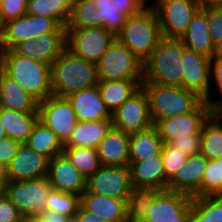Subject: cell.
<instances>
[{"label":"cell","mask_w":222,"mask_h":222,"mask_svg":"<svg viewBox=\"0 0 222 222\" xmlns=\"http://www.w3.org/2000/svg\"><path fill=\"white\" fill-rule=\"evenodd\" d=\"M96 64L75 55L67 47L51 65V86L55 96L67 97L97 85Z\"/></svg>","instance_id":"6da1fadb"},{"label":"cell","mask_w":222,"mask_h":222,"mask_svg":"<svg viewBox=\"0 0 222 222\" xmlns=\"http://www.w3.org/2000/svg\"><path fill=\"white\" fill-rule=\"evenodd\" d=\"M0 68L39 102L53 95L50 65L20 56L10 49L3 50Z\"/></svg>","instance_id":"7a4b0ae2"},{"label":"cell","mask_w":222,"mask_h":222,"mask_svg":"<svg viewBox=\"0 0 222 222\" xmlns=\"http://www.w3.org/2000/svg\"><path fill=\"white\" fill-rule=\"evenodd\" d=\"M182 54L183 42L180 38L162 36L143 62V82L182 87Z\"/></svg>","instance_id":"3957f363"},{"label":"cell","mask_w":222,"mask_h":222,"mask_svg":"<svg viewBox=\"0 0 222 222\" xmlns=\"http://www.w3.org/2000/svg\"><path fill=\"white\" fill-rule=\"evenodd\" d=\"M141 87L148 96L154 125L161 119L192 112L204 101L197 93L181 86L143 82Z\"/></svg>","instance_id":"277c9868"},{"label":"cell","mask_w":222,"mask_h":222,"mask_svg":"<svg viewBox=\"0 0 222 222\" xmlns=\"http://www.w3.org/2000/svg\"><path fill=\"white\" fill-rule=\"evenodd\" d=\"M162 37L155 10L150 4L139 14L131 15L116 38L144 62Z\"/></svg>","instance_id":"5b68a950"},{"label":"cell","mask_w":222,"mask_h":222,"mask_svg":"<svg viewBox=\"0 0 222 222\" xmlns=\"http://www.w3.org/2000/svg\"><path fill=\"white\" fill-rule=\"evenodd\" d=\"M98 80H143V62L117 38L96 64Z\"/></svg>","instance_id":"8992f818"},{"label":"cell","mask_w":222,"mask_h":222,"mask_svg":"<svg viewBox=\"0 0 222 222\" xmlns=\"http://www.w3.org/2000/svg\"><path fill=\"white\" fill-rule=\"evenodd\" d=\"M150 3L158 18L161 35L181 38L195 15L202 7L201 0H154Z\"/></svg>","instance_id":"52a82bcc"},{"label":"cell","mask_w":222,"mask_h":222,"mask_svg":"<svg viewBox=\"0 0 222 222\" xmlns=\"http://www.w3.org/2000/svg\"><path fill=\"white\" fill-rule=\"evenodd\" d=\"M116 36L101 27L66 28V47L75 55L97 64Z\"/></svg>","instance_id":"ba28073f"},{"label":"cell","mask_w":222,"mask_h":222,"mask_svg":"<svg viewBox=\"0 0 222 222\" xmlns=\"http://www.w3.org/2000/svg\"><path fill=\"white\" fill-rule=\"evenodd\" d=\"M51 189L47 177L8 181L6 195L24 218H32L44 210Z\"/></svg>","instance_id":"9c48e42d"},{"label":"cell","mask_w":222,"mask_h":222,"mask_svg":"<svg viewBox=\"0 0 222 222\" xmlns=\"http://www.w3.org/2000/svg\"><path fill=\"white\" fill-rule=\"evenodd\" d=\"M2 46L12 49L16 44L29 38H36L47 32H66L56 20L46 16L24 15L1 26Z\"/></svg>","instance_id":"30bf717a"},{"label":"cell","mask_w":222,"mask_h":222,"mask_svg":"<svg viewBox=\"0 0 222 222\" xmlns=\"http://www.w3.org/2000/svg\"><path fill=\"white\" fill-rule=\"evenodd\" d=\"M38 120L56 134L62 145L69 140L78 123L69 100L55 95L39 102Z\"/></svg>","instance_id":"8fae6325"},{"label":"cell","mask_w":222,"mask_h":222,"mask_svg":"<svg viewBox=\"0 0 222 222\" xmlns=\"http://www.w3.org/2000/svg\"><path fill=\"white\" fill-rule=\"evenodd\" d=\"M132 187L129 166H101L86 180L83 193L124 199L127 202Z\"/></svg>","instance_id":"7c38bea8"},{"label":"cell","mask_w":222,"mask_h":222,"mask_svg":"<svg viewBox=\"0 0 222 222\" xmlns=\"http://www.w3.org/2000/svg\"><path fill=\"white\" fill-rule=\"evenodd\" d=\"M112 125L127 134L154 125L150 117L148 96L142 87L112 113Z\"/></svg>","instance_id":"4fadbf2b"},{"label":"cell","mask_w":222,"mask_h":222,"mask_svg":"<svg viewBox=\"0 0 222 222\" xmlns=\"http://www.w3.org/2000/svg\"><path fill=\"white\" fill-rule=\"evenodd\" d=\"M192 200V196L182 192L161 191L148 208L145 217L136 222H187Z\"/></svg>","instance_id":"5bb4252c"},{"label":"cell","mask_w":222,"mask_h":222,"mask_svg":"<svg viewBox=\"0 0 222 222\" xmlns=\"http://www.w3.org/2000/svg\"><path fill=\"white\" fill-rule=\"evenodd\" d=\"M214 111L203 101L194 111L159 120L155 126L163 143L196 134Z\"/></svg>","instance_id":"9a60e30c"},{"label":"cell","mask_w":222,"mask_h":222,"mask_svg":"<svg viewBox=\"0 0 222 222\" xmlns=\"http://www.w3.org/2000/svg\"><path fill=\"white\" fill-rule=\"evenodd\" d=\"M65 48L66 32H47L19 42L12 50L20 56L51 66Z\"/></svg>","instance_id":"2e32d148"},{"label":"cell","mask_w":222,"mask_h":222,"mask_svg":"<svg viewBox=\"0 0 222 222\" xmlns=\"http://www.w3.org/2000/svg\"><path fill=\"white\" fill-rule=\"evenodd\" d=\"M149 0H93L99 23L115 36L121 31L126 18L139 14Z\"/></svg>","instance_id":"e0dca14e"},{"label":"cell","mask_w":222,"mask_h":222,"mask_svg":"<svg viewBox=\"0 0 222 222\" xmlns=\"http://www.w3.org/2000/svg\"><path fill=\"white\" fill-rule=\"evenodd\" d=\"M50 159L37 153L26 143H21L17 153L5 169L8 181L45 178Z\"/></svg>","instance_id":"ac0fdd59"},{"label":"cell","mask_w":222,"mask_h":222,"mask_svg":"<svg viewBox=\"0 0 222 222\" xmlns=\"http://www.w3.org/2000/svg\"><path fill=\"white\" fill-rule=\"evenodd\" d=\"M182 87L205 99L210 90V60L183 44Z\"/></svg>","instance_id":"d6986e66"},{"label":"cell","mask_w":222,"mask_h":222,"mask_svg":"<svg viewBox=\"0 0 222 222\" xmlns=\"http://www.w3.org/2000/svg\"><path fill=\"white\" fill-rule=\"evenodd\" d=\"M48 182L52 189L82 195L86 190V178L76 169L64 153L56 155L49 161Z\"/></svg>","instance_id":"ffe728a7"},{"label":"cell","mask_w":222,"mask_h":222,"mask_svg":"<svg viewBox=\"0 0 222 222\" xmlns=\"http://www.w3.org/2000/svg\"><path fill=\"white\" fill-rule=\"evenodd\" d=\"M66 98L78 122L112 120V114L101 98L98 85L82 89Z\"/></svg>","instance_id":"44dd1931"},{"label":"cell","mask_w":222,"mask_h":222,"mask_svg":"<svg viewBox=\"0 0 222 222\" xmlns=\"http://www.w3.org/2000/svg\"><path fill=\"white\" fill-rule=\"evenodd\" d=\"M207 158L202 154L189 156L187 162L168 180L167 190L193 196L200 188Z\"/></svg>","instance_id":"7402d4cb"},{"label":"cell","mask_w":222,"mask_h":222,"mask_svg":"<svg viewBox=\"0 0 222 222\" xmlns=\"http://www.w3.org/2000/svg\"><path fill=\"white\" fill-rule=\"evenodd\" d=\"M39 101L0 68V107L23 113H38Z\"/></svg>","instance_id":"603a6c76"},{"label":"cell","mask_w":222,"mask_h":222,"mask_svg":"<svg viewBox=\"0 0 222 222\" xmlns=\"http://www.w3.org/2000/svg\"><path fill=\"white\" fill-rule=\"evenodd\" d=\"M185 47L209 59L214 52L208 28V7L202 6L193 16L185 34L180 38Z\"/></svg>","instance_id":"cb8c5ba5"},{"label":"cell","mask_w":222,"mask_h":222,"mask_svg":"<svg viewBox=\"0 0 222 222\" xmlns=\"http://www.w3.org/2000/svg\"><path fill=\"white\" fill-rule=\"evenodd\" d=\"M97 151L101 166H129V134L112 126Z\"/></svg>","instance_id":"d4e9b609"},{"label":"cell","mask_w":222,"mask_h":222,"mask_svg":"<svg viewBox=\"0 0 222 222\" xmlns=\"http://www.w3.org/2000/svg\"><path fill=\"white\" fill-rule=\"evenodd\" d=\"M132 186L154 187L167 190L164 162L161 153L144 161L129 164Z\"/></svg>","instance_id":"484cf974"},{"label":"cell","mask_w":222,"mask_h":222,"mask_svg":"<svg viewBox=\"0 0 222 222\" xmlns=\"http://www.w3.org/2000/svg\"><path fill=\"white\" fill-rule=\"evenodd\" d=\"M80 205L105 222H128L124 199L100 196L94 193H82Z\"/></svg>","instance_id":"4316f807"},{"label":"cell","mask_w":222,"mask_h":222,"mask_svg":"<svg viewBox=\"0 0 222 222\" xmlns=\"http://www.w3.org/2000/svg\"><path fill=\"white\" fill-rule=\"evenodd\" d=\"M163 141L155 125L129 134V164L144 161L161 153Z\"/></svg>","instance_id":"83f0119b"},{"label":"cell","mask_w":222,"mask_h":222,"mask_svg":"<svg viewBox=\"0 0 222 222\" xmlns=\"http://www.w3.org/2000/svg\"><path fill=\"white\" fill-rule=\"evenodd\" d=\"M112 126V120L78 122L63 147L97 149Z\"/></svg>","instance_id":"f1b7e54d"},{"label":"cell","mask_w":222,"mask_h":222,"mask_svg":"<svg viewBox=\"0 0 222 222\" xmlns=\"http://www.w3.org/2000/svg\"><path fill=\"white\" fill-rule=\"evenodd\" d=\"M143 80H98L100 95L112 114L141 88Z\"/></svg>","instance_id":"f546056e"},{"label":"cell","mask_w":222,"mask_h":222,"mask_svg":"<svg viewBox=\"0 0 222 222\" xmlns=\"http://www.w3.org/2000/svg\"><path fill=\"white\" fill-rule=\"evenodd\" d=\"M38 120V113H23L0 107V122L7 137L25 143Z\"/></svg>","instance_id":"4dcf8cb0"},{"label":"cell","mask_w":222,"mask_h":222,"mask_svg":"<svg viewBox=\"0 0 222 222\" xmlns=\"http://www.w3.org/2000/svg\"><path fill=\"white\" fill-rule=\"evenodd\" d=\"M25 143L37 153L48 157L50 160L56 155L63 153V145L56 134L39 120L35 123Z\"/></svg>","instance_id":"1f68e13d"},{"label":"cell","mask_w":222,"mask_h":222,"mask_svg":"<svg viewBox=\"0 0 222 222\" xmlns=\"http://www.w3.org/2000/svg\"><path fill=\"white\" fill-rule=\"evenodd\" d=\"M72 2L73 0H28L26 14L50 17L66 27L71 16Z\"/></svg>","instance_id":"d6a6232c"},{"label":"cell","mask_w":222,"mask_h":222,"mask_svg":"<svg viewBox=\"0 0 222 222\" xmlns=\"http://www.w3.org/2000/svg\"><path fill=\"white\" fill-rule=\"evenodd\" d=\"M201 153L209 160L222 158V118L216 112L203 124Z\"/></svg>","instance_id":"836d02e7"},{"label":"cell","mask_w":222,"mask_h":222,"mask_svg":"<svg viewBox=\"0 0 222 222\" xmlns=\"http://www.w3.org/2000/svg\"><path fill=\"white\" fill-rule=\"evenodd\" d=\"M162 190L154 187L133 186L126 202L128 222L145 217L150 205Z\"/></svg>","instance_id":"e575fe53"},{"label":"cell","mask_w":222,"mask_h":222,"mask_svg":"<svg viewBox=\"0 0 222 222\" xmlns=\"http://www.w3.org/2000/svg\"><path fill=\"white\" fill-rule=\"evenodd\" d=\"M192 198L187 222H222V196Z\"/></svg>","instance_id":"d590c367"},{"label":"cell","mask_w":222,"mask_h":222,"mask_svg":"<svg viewBox=\"0 0 222 222\" xmlns=\"http://www.w3.org/2000/svg\"><path fill=\"white\" fill-rule=\"evenodd\" d=\"M63 153L86 179L101 167L97 149L89 147H63Z\"/></svg>","instance_id":"8d00e7d4"},{"label":"cell","mask_w":222,"mask_h":222,"mask_svg":"<svg viewBox=\"0 0 222 222\" xmlns=\"http://www.w3.org/2000/svg\"><path fill=\"white\" fill-rule=\"evenodd\" d=\"M222 196V158L207 159L199 190L192 197Z\"/></svg>","instance_id":"74e56055"},{"label":"cell","mask_w":222,"mask_h":222,"mask_svg":"<svg viewBox=\"0 0 222 222\" xmlns=\"http://www.w3.org/2000/svg\"><path fill=\"white\" fill-rule=\"evenodd\" d=\"M93 0H73L66 28L101 27Z\"/></svg>","instance_id":"f35d334b"},{"label":"cell","mask_w":222,"mask_h":222,"mask_svg":"<svg viewBox=\"0 0 222 222\" xmlns=\"http://www.w3.org/2000/svg\"><path fill=\"white\" fill-rule=\"evenodd\" d=\"M81 204V196L51 189L44 209L55 211L69 217L75 216Z\"/></svg>","instance_id":"ab89813d"},{"label":"cell","mask_w":222,"mask_h":222,"mask_svg":"<svg viewBox=\"0 0 222 222\" xmlns=\"http://www.w3.org/2000/svg\"><path fill=\"white\" fill-rule=\"evenodd\" d=\"M210 81V90L208 96L204 99V101L214 112H217L222 110V59L210 60ZM212 88L214 92H218L217 98L219 99H217L216 97L214 99L212 97L213 95H215L211 94L214 93L212 92Z\"/></svg>","instance_id":"60d3db41"},{"label":"cell","mask_w":222,"mask_h":222,"mask_svg":"<svg viewBox=\"0 0 222 222\" xmlns=\"http://www.w3.org/2000/svg\"><path fill=\"white\" fill-rule=\"evenodd\" d=\"M161 155L164 162L165 177L169 180L188 160L189 155L170 143H163Z\"/></svg>","instance_id":"b9f144b4"},{"label":"cell","mask_w":222,"mask_h":222,"mask_svg":"<svg viewBox=\"0 0 222 222\" xmlns=\"http://www.w3.org/2000/svg\"><path fill=\"white\" fill-rule=\"evenodd\" d=\"M28 0H0L1 26L11 20L26 15Z\"/></svg>","instance_id":"7bdbcfd3"},{"label":"cell","mask_w":222,"mask_h":222,"mask_svg":"<svg viewBox=\"0 0 222 222\" xmlns=\"http://www.w3.org/2000/svg\"><path fill=\"white\" fill-rule=\"evenodd\" d=\"M202 130L196 134H189L183 138H176L170 144L189 156L201 153Z\"/></svg>","instance_id":"ee69618b"},{"label":"cell","mask_w":222,"mask_h":222,"mask_svg":"<svg viewBox=\"0 0 222 222\" xmlns=\"http://www.w3.org/2000/svg\"><path fill=\"white\" fill-rule=\"evenodd\" d=\"M208 28L214 45L222 40V7H208Z\"/></svg>","instance_id":"f6af8a7d"},{"label":"cell","mask_w":222,"mask_h":222,"mask_svg":"<svg viewBox=\"0 0 222 222\" xmlns=\"http://www.w3.org/2000/svg\"><path fill=\"white\" fill-rule=\"evenodd\" d=\"M21 142L10 137L0 140V168L5 170L17 153Z\"/></svg>","instance_id":"bcb514c9"},{"label":"cell","mask_w":222,"mask_h":222,"mask_svg":"<svg viewBox=\"0 0 222 222\" xmlns=\"http://www.w3.org/2000/svg\"><path fill=\"white\" fill-rule=\"evenodd\" d=\"M23 218L7 195L0 197V222H22Z\"/></svg>","instance_id":"7dc6e473"},{"label":"cell","mask_w":222,"mask_h":222,"mask_svg":"<svg viewBox=\"0 0 222 222\" xmlns=\"http://www.w3.org/2000/svg\"><path fill=\"white\" fill-rule=\"evenodd\" d=\"M34 218L38 222H68L70 217L55 211L44 209L34 216Z\"/></svg>","instance_id":"c3c4849f"},{"label":"cell","mask_w":222,"mask_h":222,"mask_svg":"<svg viewBox=\"0 0 222 222\" xmlns=\"http://www.w3.org/2000/svg\"><path fill=\"white\" fill-rule=\"evenodd\" d=\"M75 217L80 221V222H105L103 219L100 217H96L94 214L86 211L81 205L78 208L77 213L75 214Z\"/></svg>","instance_id":"681fc988"},{"label":"cell","mask_w":222,"mask_h":222,"mask_svg":"<svg viewBox=\"0 0 222 222\" xmlns=\"http://www.w3.org/2000/svg\"><path fill=\"white\" fill-rule=\"evenodd\" d=\"M7 176L5 174V170L0 168V197L6 195L7 190Z\"/></svg>","instance_id":"f907efd6"},{"label":"cell","mask_w":222,"mask_h":222,"mask_svg":"<svg viewBox=\"0 0 222 222\" xmlns=\"http://www.w3.org/2000/svg\"><path fill=\"white\" fill-rule=\"evenodd\" d=\"M211 59H222V40L214 45V52Z\"/></svg>","instance_id":"816d5d0a"},{"label":"cell","mask_w":222,"mask_h":222,"mask_svg":"<svg viewBox=\"0 0 222 222\" xmlns=\"http://www.w3.org/2000/svg\"><path fill=\"white\" fill-rule=\"evenodd\" d=\"M202 6L222 7V0H201Z\"/></svg>","instance_id":"f5cc1de1"},{"label":"cell","mask_w":222,"mask_h":222,"mask_svg":"<svg viewBox=\"0 0 222 222\" xmlns=\"http://www.w3.org/2000/svg\"><path fill=\"white\" fill-rule=\"evenodd\" d=\"M6 137H7L6 132H5L4 128H3V125L0 122V140L4 139Z\"/></svg>","instance_id":"db71d44e"},{"label":"cell","mask_w":222,"mask_h":222,"mask_svg":"<svg viewBox=\"0 0 222 222\" xmlns=\"http://www.w3.org/2000/svg\"><path fill=\"white\" fill-rule=\"evenodd\" d=\"M3 46H2V32H1V24H0V56L3 53Z\"/></svg>","instance_id":"11a10c76"},{"label":"cell","mask_w":222,"mask_h":222,"mask_svg":"<svg viewBox=\"0 0 222 222\" xmlns=\"http://www.w3.org/2000/svg\"><path fill=\"white\" fill-rule=\"evenodd\" d=\"M22 222H38L34 217L32 218H23Z\"/></svg>","instance_id":"9f6ffc18"},{"label":"cell","mask_w":222,"mask_h":222,"mask_svg":"<svg viewBox=\"0 0 222 222\" xmlns=\"http://www.w3.org/2000/svg\"><path fill=\"white\" fill-rule=\"evenodd\" d=\"M68 222H80L75 216L70 217Z\"/></svg>","instance_id":"6f0895ef"},{"label":"cell","mask_w":222,"mask_h":222,"mask_svg":"<svg viewBox=\"0 0 222 222\" xmlns=\"http://www.w3.org/2000/svg\"><path fill=\"white\" fill-rule=\"evenodd\" d=\"M222 118V110L216 112Z\"/></svg>","instance_id":"680465c9"}]
</instances>
